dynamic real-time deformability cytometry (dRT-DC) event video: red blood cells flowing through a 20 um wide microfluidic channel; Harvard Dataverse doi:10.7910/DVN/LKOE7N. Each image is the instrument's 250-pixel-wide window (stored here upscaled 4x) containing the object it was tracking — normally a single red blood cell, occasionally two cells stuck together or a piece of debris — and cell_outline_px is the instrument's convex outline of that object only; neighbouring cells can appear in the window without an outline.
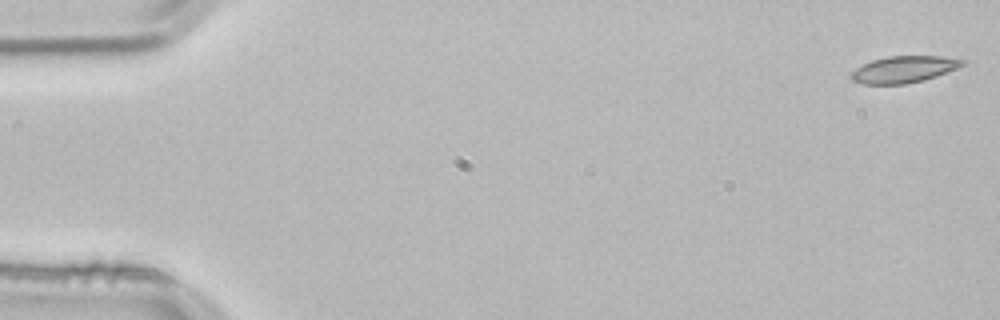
{"species": "common noctule bat (a hibernating species)", "species_latin": "Nyctalus noctula", "temperature_condition": "room temperature", "stored_images_in_passage": 4, "camera_frame_rate_fps": 3000, "um_per_image_px": 0.085, "animal": {"sex": "male", "body_mass_g": 21.5, "forearm_length_mm": 52.0}, "frame": {"image": 1, "passage_image": 1, "time_ms": 0.0, "image_size_px": [1000, 320], "cell_outline_px": [[968, 64], [936, 76], [924, 80], [904, 84], [864, 84], [852, 80], [848, 76], [856, 68], [872, 60], [888, 56], [940, 56], [968, 60]], "centroid_in_image_um": [76.86, 5.89], "position_along_channel_um": 8.1, "area_um2": 17.4}}
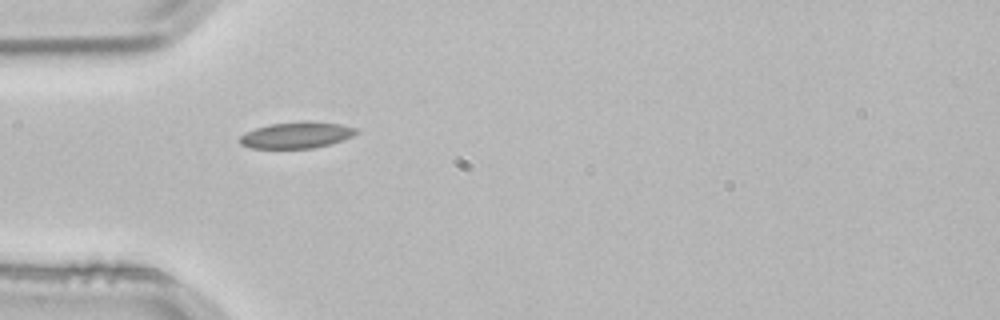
{"frame": {"image": 2, "passage_image": 4, "time_ms": 1.0, "image_size_px": [1000, 320], "cell_outline_px": [[360, 132], [352, 136], [332, 144], [312, 148], [248, 148], [240, 144], [240, 136], [244, 132], [268, 124], [304, 120], [340, 124], [356, 128]], "centroid_in_image_um": [25.2, 11.47], "position_along_channel_um": 59.8, "area_um2": 18.09}}